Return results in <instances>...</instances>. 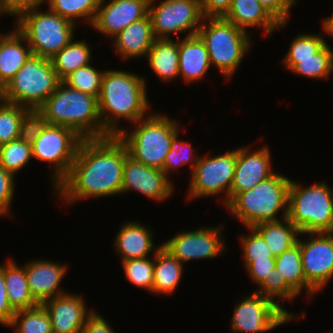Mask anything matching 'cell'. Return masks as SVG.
I'll return each instance as SVG.
<instances>
[{
    "instance_id": "cell-1",
    "label": "cell",
    "mask_w": 333,
    "mask_h": 333,
    "mask_svg": "<svg viewBox=\"0 0 333 333\" xmlns=\"http://www.w3.org/2000/svg\"><path fill=\"white\" fill-rule=\"evenodd\" d=\"M128 151L117 136L83 139L68 175L56 186V199L69 206L76 201L121 195Z\"/></svg>"
},
{
    "instance_id": "cell-2",
    "label": "cell",
    "mask_w": 333,
    "mask_h": 333,
    "mask_svg": "<svg viewBox=\"0 0 333 333\" xmlns=\"http://www.w3.org/2000/svg\"><path fill=\"white\" fill-rule=\"evenodd\" d=\"M147 89L143 76L119 69L104 71L98 109L103 130L109 136H118L124 129L119 124L122 119L132 126L150 114Z\"/></svg>"
},
{
    "instance_id": "cell-3",
    "label": "cell",
    "mask_w": 333,
    "mask_h": 333,
    "mask_svg": "<svg viewBox=\"0 0 333 333\" xmlns=\"http://www.w3.org/2000/svg\"><path fill=\"white\" fill-rule=\"evenodd\" d=\"M38 110L49 125L70 128L83 139L109 137L103 130L98 98L73 89L62 81Z\"/></svg>"
},
{
    "instance_id": "cell-4",
    "label": "cell",
    "mask_w": 333,
    "mask_h": 333,
    "mask_svg": "<svg viewBox=\"0 0 333 333\" xmlns=\"http://www.w3.org/2000/svg\"><path fill=\"white\" fill-rule=\"evenodd\" d=\"M290 182L291 178L275 171L252 189L238 193L225 208L246 228L285 219L288 217Z\"/></svg>"
},
{
    "instance_id": "cell-5",
    "label": "cell",
    "mask_w": 333,
    "mask_h": 333,
    "mask_svg": "<svg viewBox=\"0 0 333 333\" xmlns=\"http://www.w3.org/2000/svg\"><path fill=\"white\" fill-rule=\"evenodd\" d=\"M164 115L152 111L148 117L132 124V130L123 129L117 136L130 157L160 170L181 129L175 119Z\"/></svg>"
},
{
    "instance_id": "cell-6",
    "label": "cell",
    "mask_w": 333,
    "mask_h": 333,
    "mask_svg": "<svg viewBox=\"0 0 333 333\" xmlns=\"http://www.w3.org/2000/svg\"><path fill=\"white\" fill-rule=\"evenodd\" d=\"M197 35L206 46L211 66H214L225 80L233 78L245 53L250 51V35L223 17H204Z\"/></svg>"
},
{
    "instance_id": "cell-7",
    "label": "cell",
    "mask_w": 333,
    "mask_h": 333,
    "mask_svg": "<svg viewBox=\"0 0 333 333\" xmlns=\"http://www.w3.org/2000/svg\"><path fill=\"white\" fill-rule=\"evenodd\" d=\"M325 181L303 187L291 179L288 219L300 233L333 232V189Z\"/></svg>"
},
{
    "instance_id": "cell-8",
    "label": "cell",
    "mask_w": 333,
    "mask_h": 333,
    "mask_svg": "<svg viewBox=\"0 0 333 333\" xmlns=\"http://www.w3.org/2000/svg\"><path fill=\"white\" fill-rule=\"evenodd\" d=\"M23 13L15 28L26 38L32 54L52 58L75 37V24L47 8Z\"/></svg>"
},
{
    "instance_id": "cell-9",
    "label": "cell",
    "mask_w": 333,
    "mask_h": 333,
    "mask_svg": "<svg viewBox=\"0 0 333 333\" xmlns=\"http://www.w3.org/2000/svg\"><path fill=\"white\" fill-rule=\"evenodd\" d=\"M60 82L51 60L32 54L6 84V102L28 109H38Z\"/></svg>"
},
{
    "instance_id": "cell-10",
    "label": "cell",
    "mask_w": 333,
    "mask_h": 333,
    "mask_svg": "<svg viewBox=\"0 0 333 333\" xmlns=\"http://www.w3.org/2000/svg\"><path fill=\"white\" fill-rule=\"evenodd\" d=\"M237 160V149L220 155L201 156L191 173L186 198L191 201L204 197H219L225 207L230 202V190L233 183ZM223 194V195H222ZM193 199V200H192Z\"/></svg>"
},
{
    "instance_id": "cell-11",
    "label": "cell",
    "mask_w": 333,
    "mask_h": 333,
    "mask_svg": "<svg viewBox=\"0 0 333 333\" xmlns=\"http://www.w3.org/2000/svg\"><path fill=\"white\" fill-rule=\"evenodd\" d=\"M82 140L70 128L49 124L34 140L32 157L52 166L53 189L68 175Z\"/></svg>"
},
{
    "instance_id": "cell-12",
    "label": "cell",
    "mask_w": 333,
    "mask_h": 333,
    "mask_svg": "<svg viewBox=\"0 0 333 333\" xmlns=\"http://www.w3.org/2000/svg\"><path fill=\"white\" fill-rule=\"evenodd\" d=\"M156 0L149 1L148 14L153 34L158 39H173L172 34L197 35L204 16L200 0Z\"/></svg>"
},
{
    "instance_id": "cell-13",
    "label": "cell",
    "mask_w": 333,
    "mask_h": 333,
    "mask_svg": "<svg viewBox=\"0 0 333 333\" xmlns=\"http://www.w3.org/2000/svg\"><path fill=\"white\" fill-rule=\"evenodd\" d=\"M231 319L233 333H263L293 321L273 301L253 291L235 304Z\"/></svg>"
},
{
    "instance_id": "cell-14",
    "label": "cell",
    "mask_w": 333,
    "mask_h": 333,
    "mask_svg": "<svg viewBox=\"0 0 333 333\" xmlns=\"http://www.w3.org/2000/svg\"><path fill=\"white\" fill-rule=\"evenodd\" d=\"M223 224L199 227L196 230L180 231L162 242V247L181 263L190 260L212 259L224 254L226 243L223 236Z\"/></svg>"
},
{
    "instance_id": "cell-15",
    "label": "cell",
    "mask_w": 333,
    "mask_h": 333,
    "mask_svg": "<svg viewBox=\"0 0 333 333\" xmlns=\"http://www.w3.org/2000/svg\"><path fill=\"white\" fill-rule=\"evenodd\" d=\"M308 239L298 243L305 280L319 293L333 278V232L300 233Z\"/></svg>"
},
{
    "instance_id": "cell-16",
    "label": "cell",
    "mask_w": 333,
    "mask_h": 333,
    "mask_svg": "<svg viewBox=\"0 0 333 333\" xmlns=\"http://www.w3.org/2000/svg\"><path fill=\"white\" fill-rule=\"evenodd\" d=\"M174 183L162 170L146 166L126 156L121 194L138 192L155 201H165L174 193Z\"/></svg>"
},
{
    "instance_id": "cell-17",
    "label": "cell",
    "mask_w": 333,
    "mask_h": 333,
    "mask_svg": "<svg viewBox=\"0 0 333 333\" xmlns=\"http://www.w3.org/2000/svg\"><path fill=\"white\" fill-rule=\"evenodd\" d=\"M271 150L266 144L258 150H251L250 145L237 148V160L230 201L238 194L252 189L256 184L269 178L275 172L272 169Z\"/></svg>"
},
{
    "instance_id": "cell-18",
    "label": "cell",
    "mask_w": 333,
    "mask_h": 333,
    "mask_svg": "<svg viewBox=\"0 0 333 333\" xmlns=\"http://www.w3.org/2000/svg\"><path fill=\"white\" fill-rule=\"evenodd\" d=\"M150 0H100L92 29L109 39L148 14Z\"/></svg>"
},
{
    "instance_id": "cell-19",
    "label": "cell",
    "mask_w": 333,
    "mask_h": 333,
    "mask_svg": "<svg viewBox=\"0 0 333 333\" xmlns=\"http://www.w3.org/2000/svg\"><path fill=\"white\" fill-rule=\"evenodd\" d=\"M85 300L81 294L67 292L43 302L41 305L50 317L52 333H80L95 312L87 307Z\"/></svg>"
},
{
    "instance_id": "cell-20",
    "label": "cell",
    "mask_w": 333,
    "mask_h": 333,
    "mask_svg": "<svg viewBox=\"0 0 333 333\" xmlns=\"http://www.w3.org/2000/svg\"><path fill=\"white\" fill-rule=\"evenodd\" d=\"M23 266L30 293L38 304L67 293L60 287L68 271L65 263L34 259Z\"/></svg>"
},
{
    "instance_id": "cell-21",
    "label": "cell",
    "mask_w": 333,
    "mask_h": 333,
    "mask_svg": "<svg viewBox=\"0 0 333 333\" xmlns=\"http://www.w3.org/2000/svg\"><path fill=\"white\" fill-rule=\"evenodd\" d=\"M118 231L113 245L121 261L152 257L162 247L153 242V230L138 221H126Z\"/></svg>"
},
{
    "instance_id": "cell-22",
    "label": "cell",
    "mask_w": 333,
    "mask_h": 333,
    "mask_svg": "<svg viewBox=\"0 0 333 333\" xmlns=\"http://www.w3.org/2000/svg\"><path fill=\"white\" fill-rule=\"evenodd\" d=\"M113 48L120 59H139L147 57L154 40L151 19L149 14L129 24L120 33L112 38Z\"/></svg>"
},
{
    "instance_id": "cell-23",
    "label": "cell",
    "mask_w": 333,
    "mask_h": 333,
    "mask_svg": "<svg viewBox=\"0 0 333 333\" xmlns=\"http://www.w3.org/2000/svg\"><path fill=\"white\" fill-rule=\"evenodd\" d=\"M223 18L245 32L248 28L259 27L267 37L287 27V23H278L258 0H232Z\"/></svg>"
},
{
    "instance_id": "cell-24",
    "label": "cell",
    "mask_w": 333,
    "mask_h": 333,
    "mask_svg": "<svg viewBox=\"0 0 333 333\" xmlns=\"http://www.w3.org/2000/svg\"><path fill=\"white\" fill-rule=\"evenodd\" d=\"M178 37L179 79L184 83H194L205 77L212 67L209 53L198 35L181 39Z\"/></svg>"
},
{
    "instance_id": "cell-25",
    "label": "cell",
    "mask_w": 333,
    "mask_h": 333,
    "mask_svg": "<svg viewBox=\"0 0 333 333\" xmlns=\"http://www.w3.org/2000/svg\"><path fill=\"white\" fill-rule=\"evenodd\" d=\"M32 55L26 38L14 27L0 38V82L6 84Z\"/></svg>"
},
{
    "instance_id": "cell-26",
    "label": "cell",
    "mask_w": 333,
    "mask_h": 333,
    "mask_svg": "<svg viewBox=\"0 0 333 333\" xmlns=\"http://www.w3.org/2000/svg\"><path fill=\"white\" fill-rule=\"evenodd\" d=\"M146 59L152 72L162 82H170L179 78L178 41L174 38H156Z\"/></svg>"
},
{
    "instance_id": "cell-27",
    "label": "cell",
    "mask_w": 333,
    "mask_h": 333,
    "mask_svg": "<svg viewBox=\"0 0 333 333\" xmlns=\"http://www.w3.org/2000/svg\"><path fill=\"white\" fill-rule=\"evenodd\" d=\"M16 260L9 258L3 263V275L6 285L8 300L12 309L19 310L32 309L39 304L32 297L24 266H19Z\"/></svg>"
},
{
    "instance_id": "cell-28",
    "label": "cell",
    "mask_w": 333,
    "mask_h": 333,
    "mask_svg": "<svg viewBox=\"0 0 333 333\" xmlns=\"http://www.w3.org/2000/svg\"><path fill=\"white\" fill-rule=\"evenodd\" d=\"M184 264L161 247L154 255L153 294L171 295L181 282Z\"/></svg>"
},
{
    "instance_id": "cell-29",
    "label": "cell",
    "mask_w": 333,
    "mask_h": 333,
    "mask_svg": "<svg viewBox=\"0 0 333 333\" xmlns=\"http://www.w3.org/2000/svg\"><path fill=\"white\" fill-rule=\"evenodd\" d=\"M275 266L286 283L298 295H301L305 290V295L310 298L318 294V292L305 280L301 249L298 242L276 257Z\"/></svg>"
},
{
    "instance_id": "cell-30",
    "label": "cell",
    "mask_w": 333,
    "mask_h": 333,
    "mask_svg": "<svg viewBox=\"0 0 333 333\" xmlns=\"http://www.w3.org/2000/svg\"><path fill=\"white\" fill-rule=\"evenodd\" d=\"M325 46L311 58L282 59V64L291 73L305 76L309 79L328 80L333 72V49L325 39Z\"/></svg>"
},
{
    "instance_id": "cell-31",
    "label": "cell",
    "mask_w": 333,
    "mask_h": 333,
    "mask_svg": "<svg viewBox=\"0 0 333 333\" xmlns=\"http://www.w3.org/2000/svg\"><path fill=\"white\" fill-rule=\"evenodd\" d=\"M265 240L274 257L295 245L300 237V231L288 219L260 223L253 227Z\"/></svg>"
},
{
    "instance_id": "cell-32",
    "label": "cell",
    "mask_w": 333,
    "mask_h": 333,
    "mask_svg": "<svg viewBox=\"0 0 333 333\" xmlns=\"http://www.w3.org/2000/svg\"><path fill=\"white\" fill-rule=\"evenodd\" d=\"M91 45L86 40H73L50 58L54 70L62 81L70 73L84 67L93 60Z\"/></svg>"
},
{
    "instance_id": "cell-33",
    "label": "cell",
    "mask_w": 333,
    "mask_h": 333,
    "mask_svg": "<svg viewBox=\"0 0 333 333\" xmlns=\"http://www.w3.org/2000/svg\"><path fill=\"white\" fill-rule=\"evenodd\" d=\"M100 0H48V8L68 21L78 24V19L92 25ZM88 22V23H87Z\"/></svg>"
},
{
    "instance_id": "cell-34",
    "label": "cell",
    "mask_w": 333,
    "mask_h": 333,
    "mask_svg": "<svg viewBox=\"0 0 333 333\" xmlns=\"http://www.w3.org/2000/svg\"><path fill=\"white\" fill-rule=\"evenodd\" d=\"M14 333H52L50 317L42 305L16 311L11 324Z\"/></svg>"
},
{
    "instance_id": "cell-35",
    "label": "cell",
    "mask_w": 333,
    "mask_h": 333,
    "mask_svg": "<svg viewBox=\"0 0 333 333\" xmlns=\"http://www.w3.org/2000/svg\"><path fill=\"white\" fill-rule=\"evenodd\" d=\"M254 292L261 294L264 298L273 301L292 320L299 318L295 316L293 312H289L287 309L283 308L280 302L281 299L283 301H294V299L298 297V294L286 283L283 276L279 274L276 266L271 270V274L268 277H265L264 281L258 286V289L256 288Z\"/></svg>"
},
{
    "instance_id": "cell-36",
    "label": "cell",
    "mask_w": 333,
    "mask_h": 333,
    "mask_svg": "<svg viewBox=\"0 0 333 333\" xmlns=\"http://www.w3.org/2000/svg\"><path fill=\"white\" fill-rule=\"evenodd\" d=\"M32 157V145L20 139L0 146V166L15 176L29 164Z\"/></svg>"
},
{
    "instance_id": "cell-37",
    "label": "cell",
    "mask_w": 333,
    "mask_h": 333,
    "mask_svg": "<svg viewBox=\"0 0 333 333\" xmlns=\"http://www.w3.org/2000/svg\"><path fill=\"white\" fill-rule=\"evenodd\" d=\"M105 70H97L91 63L80 67L66 76L62 82L83 93L99 97L102 77Z\"/></svg>"
},
{
    "instance_id": "cell-38",
    "label": "cell",
    "mask_w": 333,
    "mask_h": 333,
    "mask_svg": "<svg viewBox=\"0 0 333 333\" xmlns=\"http://www.w3.org/2000/svg\"><path fill=\"white\" fill-rule=\"evenodd\" d=\"M126 280L136 287L152 294L154 277V256L122 261Z\"/></svg>"
},
{
    "instance_id": "cell-39",
    "label": "cell",
    "mask_w": 333,
    "mask_h": 333,
    "mask_svg": "<svg viewBox=\"0 0 333 333\" xmlns=\"http://www.w3.org/2000/svg\"><path fill=\"white\" fill-rule=\"evenodd\" d=\"M199 157L200 155H197L194 152V147L191 146L190 142L180 140L178 135L174 140L173 146L166 155L162 171L169 177L172 171L176 172L180 170L179 167L181 168V166L191 162L190 172L192 173Z\"/></svg>"
},
{
    "instance_id": "cell-40",
    "label": "cell",
    "mask_w": 333,
    "mask_h": 333,
    "mask_svg": "<svg viewBox=\"0 0 333 333\" xmlns=\"http://www.w3.org/2000/svg\"><path fill=\"white\" fill-rule=\"evenodd\" d=\"M27 110L9 102L0 105V146L18 139L20 121Z\"/></svg>"
},
{
    "instance_id": "cell-41",
    "label": "cell",
    "mask_w": 333,
    "mask_h": 333,
    "mask_svg": "<svg viewBox=\"0 0 333 333\" xmlns=\"http://www.w3.org/2000/svg\"><path fill=\"white\" fill-rule=\"evenodd\" d=\"M325 36L315 33L298 34L292 39L290 47L283 59H307L325 46Z\"/></svg>"
},
{
    "instance_id": "cell-42",
    "label": "cell",
    "mask_w": 333,
    "mask_h": 333,
    "mask_svg": "<svg viewBox=\"0 0 333 333\" xmlns=\"http://www.w3.org/2000/svg\"><path fill=\"white\" fill-rule=\"evenodd\" d=\"M248 235L240 234L239 243L243 251V261H262L268 258H276L267 246L263 237L254 229L247 228Z\"/></svg>"
},
{
    "instance_id": "cell-43",
    "label": "cell",
    "mask_w": 333,
    "mask_h": 333,
    "mask_svg": "<svg viewBox=\"0 0 333 333\" xmlns=\"http://www.w3.org/2000/svg\"><path fill=\"white\" fill-rule=\"evenodd\" d=\"M47 125L45 116L38 109H28L20 121L18 139L32 145Z\"/></svg>"
},
{
    "instance_id": "cell-44",
    "label": "cell",
    "mask_w": 333,
    "mask_h": 333,
    "mask_svg": "<svg viewBox=\"0 0 333 333\" xmlns=\"http://www.w3.org/2000/svg\"><path fill=\"white\" fill-rule=\"evenodd\" d=\"M15 175L7 170H5L2 166H0V217L4 216L7 218H11L12 207L11 203L14 198L15 191Z\"/></svg>"
},
{
    "instance_id": "cell-45",
    "label": "cell",
    "mask_w": 333,
    "mask_h": 333,
    "mask_svg": "<svg viewBox=\"0 0 333 333\" xmlns=\"http://www.w3.org/2000/svg\"><path fill=\"white\" fill-rule=\"evenodd\" d=\"M278 23H288L289 15L298 0H258ZM296 3V4H295Z\"/></svg>"
},
{
    "instance_id": "cell-46",
    "label": "cell",
    "mask_w": 333,
    "mask_h": 333,
    "mask_svg": "<svg viewBox=\"0 0 333 333\" xmlns=\"http://www.w3.org/2000/svg\"><path fill=\"white\" fill-rule=\"evenodd\" d=\"M245 269L250 274L251 281L257 285V287L264 281L265 277L271 274V270L275 267L276 258H268V260L262 261H243Z\"/></svg>"
},
{
    "instance_id": "cell-47",
    "label": "cell",
    "mask_w": 333,
    "mask_h": 333,
    "mask_svg": "<svg viewBox=\"0 0 333 333\" xmlns=\"http://www.w3.org/2000/svg\"><path fill=\"white\" fill-rule=\"evenodd\" d=\"M46 2L48 4V0H5V11L7 15L10 14L18 19L27 11L40 9V6Z\"/></svg>"
},
{
    "instance_id": "cell-48",
    "label": "cell",
    "mask_w": 333,
    "mask_h": 333,
    "mask_svg": "<svg viewBox=\"0 0 333 333\" xmlns=\"http://www.w3.org/2000/svg\"><path fill=\"white\" fill-rule=\"evenodd\" d=\"M15 311L8 300L6 285L3 275V264H0V324L8 327L11 324Z\"/></svg>"
},
{
    "instance_id": "cell-49",
    "label": "cell",
    "mask_w": 333,
    "mask_h": 333,
    "mask_svg": "<svg viewBox=\"0 0 333 333\" xmlns=\"http://www.w3.org/2000/svg\"><path fill=\"white\" fill-rule=\"evenodd\" d=\"M232 0H200L204 17H223L229 10Z\"/></svg>"
},
{
    "instance_id": "cell-50",
    "label": "cell",
    "mask_w": 333,
    "mask_h": 333,
    "mask_svg": "<svg viewBox=\"0 0 333 333\" xmlns=\"http://www.w3.org/2000/svg\"><path fill=\"white\" fill-rule=\"evenodd\" d=\"M109 322L95 310L87 319L80 333H115Z\"/></svg>"
},
{
    "instance_id": "cell-51",
    "label": "cell",
    "mask_w": 333,
    "mask_h": 333,
    "mask_svg": "<svg viewBox=\"0 0 333 333\" xmlns=\"http://www.w3.org/2000/svg\"><path fill=\"white\" fill-rule=\"evenodd\" d=\"M321 23L323 33H325L324 36L327 34L329 37H333V14L331 17L324 18Z\"/></svg>"
},
{
    "instance_id": "cell-52",
    "label": "cell",
    "mask_w": 333,
    "mask_h": 333,
    "mask_svg": "<svg viewBox=\"0 0 333 333\" xmlns=\"http://www.w3.org/2000/svg\"><path fill=\"white\" fill-rule=\"evenodd\" d=\"M6 102L5 86L0 82V105Z\"/></svg>"
},
{
    "instance_id": "cell-53",
    "label": "cell",
    "mask_w": 333,
    "mask_h": 333,
    "mask_svg": "<svg viewBox=\"0 0 333 333\" xmlns=\"http://www.w3.org/2000/svg\"><path fill=\"white\" fill-rule=\"evenodd\" d=\"M4 14L7 15V12L5 11L4 8H2V7L0 6V16H2V15H4ZM0 18H1V17H0ZM5 34H6V33L1 32V33H0V38L3 37Z\"/></svg>"
},
{
    "instance_id": "cell-54",
    "label": "cell",
    "mask_w": 333,
    "mask_h": 333,
    "mask_svg": "<svg viewBox=\"0 0 333 333\" xmlns=\"http://www.w3.org/2000/svg\"><path fill=\"white\" fill-rule=\"evenodd\" d=\"M0 6L5 9V0H0Z\"/></svg>"
}]
</instances>
